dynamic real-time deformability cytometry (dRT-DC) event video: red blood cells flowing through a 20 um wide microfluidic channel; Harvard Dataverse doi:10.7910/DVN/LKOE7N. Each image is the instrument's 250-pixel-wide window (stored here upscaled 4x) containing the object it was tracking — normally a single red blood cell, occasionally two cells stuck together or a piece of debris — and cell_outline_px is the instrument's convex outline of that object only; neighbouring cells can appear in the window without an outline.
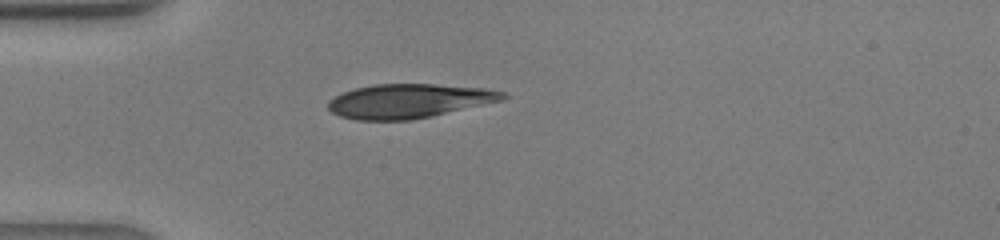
{"species": "human", "species_latin": "Homo sapiens", "temperature_condition": "warm", "stored_images_in_passage": 30, "camera_frame_rate_fps": 3000, "um_per_image_px": 0.085, "donor": {"sex": "male"}, "frame": {"image": 1, "passage_image": 1, "time_ms": 0.0, "image_size_px": [1000, 240], "cell_outline_px": [[508, 96], [504, 100], [432, 116], [412, 120], [356, 120], [340, 116], [332, 112], [328, 108], [328, 100], [344, 92], [356, 88], [376, 84], [432, 84], [484, 88], [508, 92]], "centroid_in_image_um": [34.79, 8.59], "position_along_channel_um": 50.2, "area_um2": 34.8}}
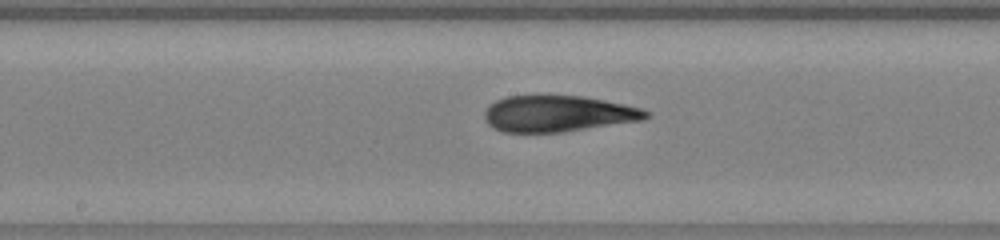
{"frame": {"image": 2, "passage_image": 11, "time_ms": 3.333, "image_size_px": [1000, 240], "cell_outline_px": [[652, 116], [644, 120], [560, 132], [504, 132], [492, 128], [488, 124], [484, 116], [484, 112], [496, 100], [508, 96], [584, 96], [644, 108], [652, 112]], "centroid_in_image_um": [47.49, 9.66], "position_along_channel_um": 200.7, "area_um2": 34.1}}
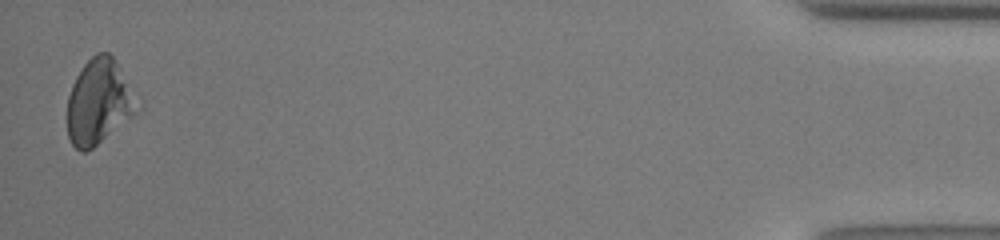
{"frame": {"image": 3, "passage_image": 30, "time_ms": 9.667, "image_size_px": [1000, 240], "cell_outline_px": [[144, 104], [132, 116], [92, 148], [84, 152], [80, 152], [72, 144], [68, 136], [68, 96], [72, 84], [76, 76], [84, 64], [96, 52], [108, 52], [116, 60]], "centroid_in_image_um": [8.46, 8.62], "position_along_channel_um": 426.7, "area_um2": 35.03}}